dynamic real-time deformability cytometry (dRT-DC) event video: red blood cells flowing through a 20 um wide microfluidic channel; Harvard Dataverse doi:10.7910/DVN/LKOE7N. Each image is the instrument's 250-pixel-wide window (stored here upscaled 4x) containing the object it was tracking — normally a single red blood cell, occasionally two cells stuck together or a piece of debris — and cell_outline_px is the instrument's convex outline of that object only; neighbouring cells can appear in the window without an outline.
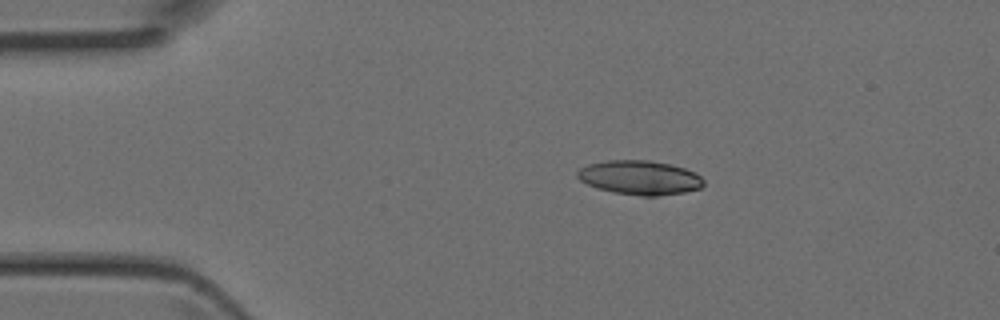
{"species": "Egyptian fruit bat (a non-hibernating species)", "species_latin": "Rousettus aegyptiacus", "temperature_condition": "room temperature", "stored_images_in_passage": 5, "camera_frame_rate_fps": 3000, "um_per_image_px": 0.085, "animal": {"sex": "female"}, "frame": {"image": 1, "passage_image": 3, "time_ms": 0.667, "image_size_px": [1000, 320], "cell_outline_px": [[704, 184], [700, 188], [684, 192], [656, 196], [640, 196], [612, 192], [596, 188], [580, 180], [576, 176], [576, 172], [580, 168], [588, 164], [608, 160], [648, 160], [672, 164], [684, 168], [700, 176], [704, 180]], "centroid_in_image_um": [54.36, 15.09], "position_along_channel_um": 30.6, "area_um2": 25.2}}